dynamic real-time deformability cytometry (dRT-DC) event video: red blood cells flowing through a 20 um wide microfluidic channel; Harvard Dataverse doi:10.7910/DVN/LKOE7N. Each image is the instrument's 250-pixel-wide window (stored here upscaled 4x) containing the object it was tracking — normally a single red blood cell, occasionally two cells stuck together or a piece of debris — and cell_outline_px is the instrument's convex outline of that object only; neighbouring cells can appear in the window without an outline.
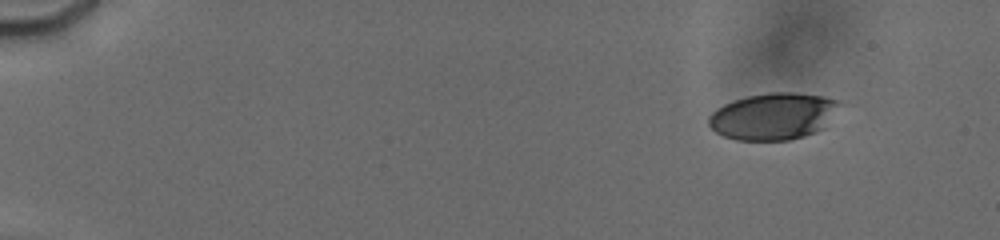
{"species": "human", "species_latin": "Homo sapiens", "temperature_condition": "cold", "stored_images_in_passage": 55, "camera_frame_rate_fps": 3000, "um_per_image_px": 0.085, "donor": {"sex": "male"}, "frame": {"image": 1, "passage_image": 6, "time_ms": 2.0, "image_size_px": [1000, 240], "cell_outline_px": [[840, 100], [820, 128], [816, 132], [804, 136], [788, 140], [736, 140], [724, 136], [716, 132], [708, 124], [708, 116], [716, 108], [724, 104], [748, 96], [772, 92], [792, 92], [824, 96]], "centroid_in_image_um": [65.63, 9.88], "position_along_channel_um": 19.4, "area_um2": 34.91}}
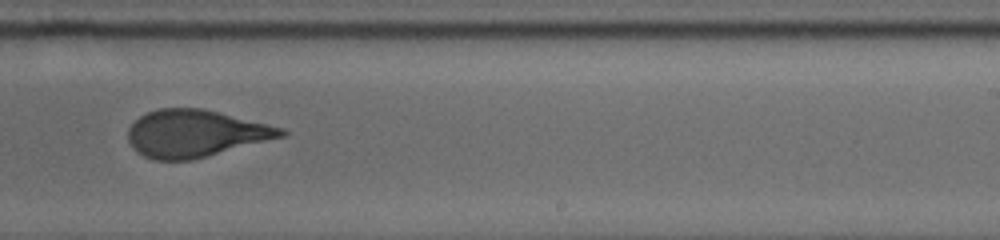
{"frame": {"image": 2, "passage_image": 37, "time_ms": 12.333, "image_size_px": [1000, 240], "cell_outline_px": [[288, 136], [192, 160], [152, 160], [136, 152], [132, 148], [128, 140], [128, 128], [140, 116], [148, 112], [160, 108], [204, 108], [284, 128], [288, 132]], "centroid_in_image_um": [16.63, 11.35], "position_along_channel_um": 272.4, "area_um2": 42.43}}
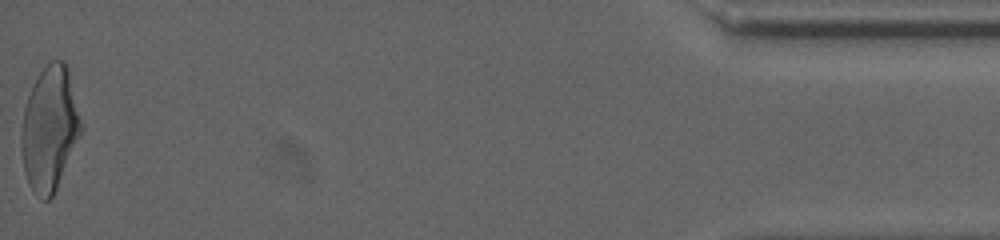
{"frame": {"image": 3, "passage_image": 55, "time_ms": 18.667, "image_size_px": [1000, 240], "cell_outline_px": [[80, 136], [56, 188], [52, 196], [48, 200], [44, 200], [32, 192], [28, 184], [24, 172], [20, 144], [20, 136], [24, 108], [32, 84], [40, 72], [52, 60], [64, 60], [68, 68], [80, 120]], "centroid_in_image_um": [4.17, 10.95], "position_along_channel_um": 431.0, "area_um2": 42.77}, "authors_computed_cell_mechanics": {"area_um2": 41.9628, "velocity_mm_per_s": 3.8057, "shape_relaxation_time_tau1_ms": 3.999, "shape_relaxation_time_tau2_ms": 0.9639, "deformation_change_tau1": 0.1814, "deformation_change_tau2": 0.0926}}